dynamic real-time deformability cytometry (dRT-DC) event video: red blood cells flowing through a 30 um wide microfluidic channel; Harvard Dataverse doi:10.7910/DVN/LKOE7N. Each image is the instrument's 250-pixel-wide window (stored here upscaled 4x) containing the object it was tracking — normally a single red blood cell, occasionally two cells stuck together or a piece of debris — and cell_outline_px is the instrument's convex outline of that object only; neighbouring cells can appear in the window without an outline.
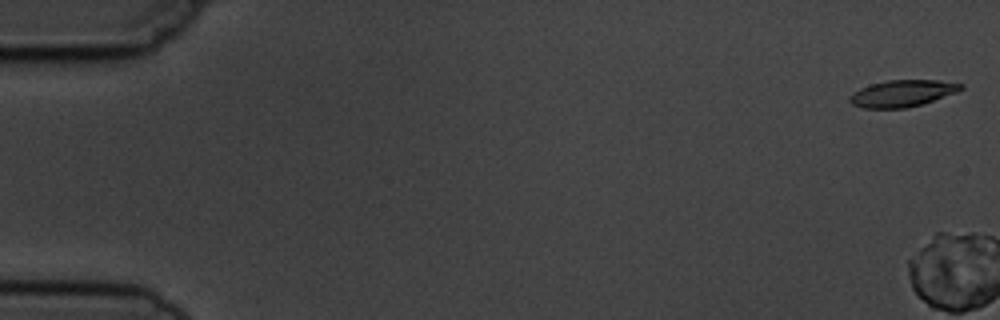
{"species": "common noctule bat (a hibernating species)", "species_latin": "Nyctalus noctula", "temperature_condition": "cold", "stored_images_in_passage": 5, "camera_frame_rate_fps": 3000, "um_per_image_px": 0.085, "animal": {"sex": "male", "body_mass_g": 19.5, "forearm_length_mm": 54.6}, "frame": {"image": 1, "passage_image": 5, "time_ms": 5.0, "image_size_px": [1000, 320], "cell_outline_px": [[964, 88], [956, 92], [920, 104], [904, 108], [864, 108], [852, 104], [848, 100], [848, 96], [860, 88], [872, 84], [888, 80], [940, 80], [964, 84]], "centroid_in_image_um": [76.68, 7.93], "position_along_channel_um": 8.3, "area_um2": 17.11}}